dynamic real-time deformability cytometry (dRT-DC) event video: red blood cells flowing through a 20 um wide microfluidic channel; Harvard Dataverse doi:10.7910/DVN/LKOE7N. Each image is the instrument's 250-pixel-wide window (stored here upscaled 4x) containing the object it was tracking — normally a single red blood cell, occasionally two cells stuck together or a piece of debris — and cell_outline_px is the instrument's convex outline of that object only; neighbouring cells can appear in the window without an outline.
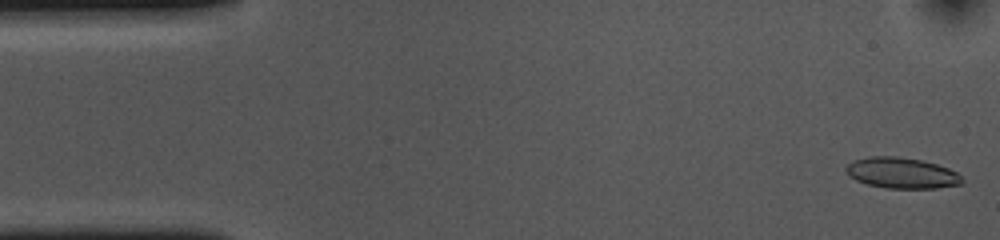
{"species": "common noctule bat (a hibernating species)", "species_latin": "Nyctalus noctula", "temperature_condition": "cold", "stored_images_in_passage": 53, "camera_frame_rate_fps": 3000, "um_per_image_px": 0.085, "animal": {"sex": "female", "body_mass_g": 10.0, "forearm_length_mm": 53.1}, "frame": {"image": 1, "passage_image": 1, "time_ms": 0.0, "image_size_px": [1000, 240], "cell_outline_px": [[964, 180], [960, 184], [936, 188], [888, 188], [868, 184], [856, 180], [848, 176], [844, 168], [852, 160], [868, 156], [896, 156], [920, 160], [936, 164], [948, 168], [956, 172]], "centroid_in_image_um": [76.6, 14.69], "position_along_channel_um": 8.4, "area_um2": 20.81}}
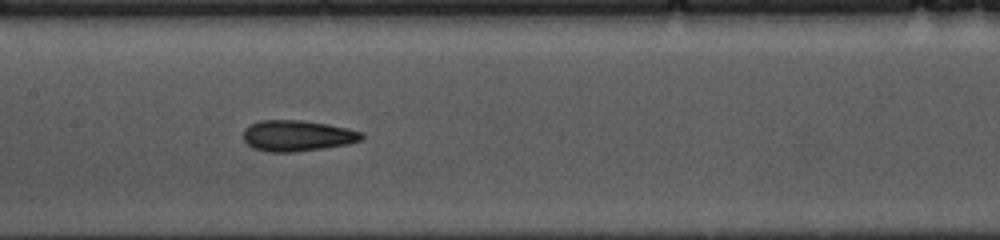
{"frame": {"image": 2, "passage_image": 24, "time_ms": 7.667, "image_size_px": [1000, 240], "cell_outline_px": [[364, 140], [348, 144], [324, 148], [292, 152], [268, 152], [252, 148], [244, 140], [244, 128], [248, 124], [260, 120], [300, 120], [328, 124], [348, 128], [360, 132], [364, 136]], "centroid_in_image_um": [25.26, 11.53], "position_along_channel_um": 182.1, "area_um2": 21.5}}
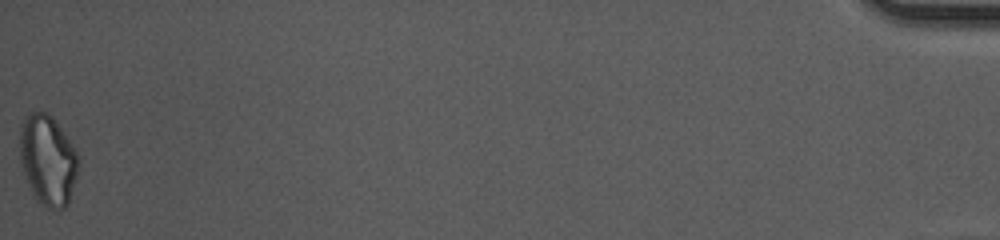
{"frame": {"image": 3, "passage_image": 53, "time_ms": 17.333, "image_size_px": [1000, 240], "cell_outline_px": [[80, 160], [76, 176], [68, 204], [64, 208], [48, 208], [32, 196], [20, 164], [20, 128], [24, 120], [32, 112], [48, 112], [52, 116], [64, 132], [76, 152]], "centroid_in_image_um": [4.05, 13.61], "position_along_channel_um": 431.1, "area_um2": 30.69}, "authors_computed_cell_mechanics": {"area_um2": 21.097, "velocity_mm_per_s": 3.6701, "shape_relaxation_time_tau1_ms": 4.8974, "shape_relaxation_time_tau2_ms": 2.502, "deformation_change_tau1": 0.1406, "deformation_change_tau2": 0.0888}}